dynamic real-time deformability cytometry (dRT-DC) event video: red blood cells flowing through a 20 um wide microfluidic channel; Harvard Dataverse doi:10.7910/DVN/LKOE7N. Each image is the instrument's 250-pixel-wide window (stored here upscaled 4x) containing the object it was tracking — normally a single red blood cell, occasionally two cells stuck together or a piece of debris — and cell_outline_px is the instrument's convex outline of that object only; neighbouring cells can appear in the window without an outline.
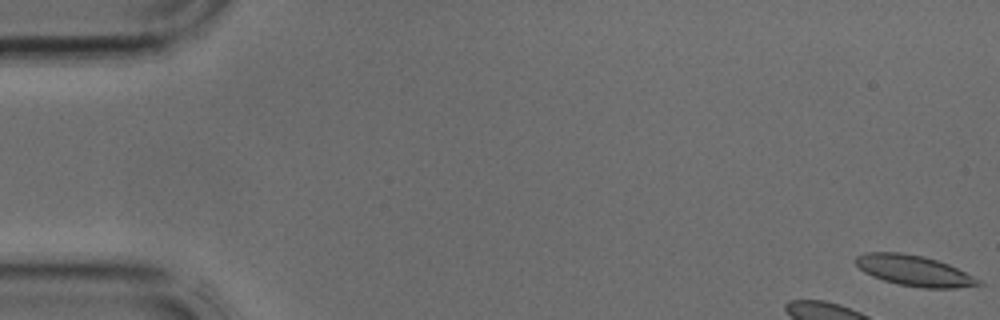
{"species": "common noctule bat (a hibernating species)", "species_latin": "Nyctalus noctula", "temperature_condition": "cold", "stored_images_in_passage": 4, "camera_frame_rate_fps": 3000, "um_per_image_px": 0.085, "animal": {"sex": "male", "body_mass_g": 17.9, "forearm_length_mm": 54.2}, "frame": {"image": 1, "passage_image": 1, "time_ms": 0.0, "image_size_px": [1000, 320], "cell_outline_px": [[984, 284], [956, 288], [924, 288], [900, 284], [884, 280], [872, 276], [864, 272], [856, 264], [856, 256], [864, 252], [904, 252], [924, 256], [948, 264], [980, 280]], "centroid_in_image_um": [77.68, 22.99], "position_along_channel_um": 7.3, "area_um2": 21.73}}